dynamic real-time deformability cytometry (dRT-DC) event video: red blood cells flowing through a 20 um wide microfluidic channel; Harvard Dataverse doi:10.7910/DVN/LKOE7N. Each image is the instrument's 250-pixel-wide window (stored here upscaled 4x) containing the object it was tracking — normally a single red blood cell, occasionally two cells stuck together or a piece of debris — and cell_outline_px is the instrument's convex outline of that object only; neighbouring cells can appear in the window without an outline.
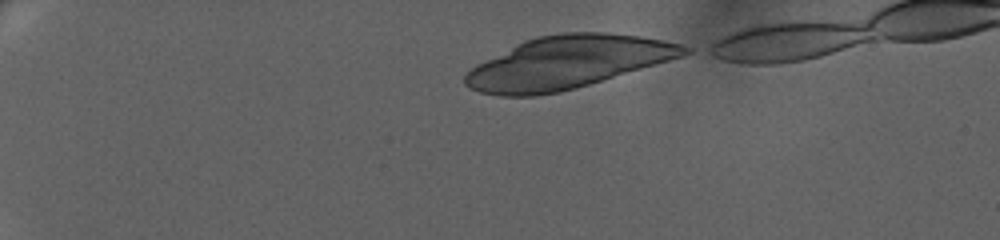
{"species": "human", "species_latin": "Homo sapiens", "temperature_condition": "warm", "stored_images_in_passage": 42, "camera_frame_rate_fps": 3000, "um_per_image_px": 0.085, "donor": {"sex": "female"}, "frame": {"image": 1, "passage_image": 1, "time_ms": 0.0, "image_size_px": [1000, 240], "cell_outline_px": [[692, 52], [668, 60], [576, 88], [560, 92], [536, 96], [500, 96], [480, 92], [468, 88], [464, 84], [464, 76], [476, 64], [524, 40], [536, 36], [560, 32], [608, 32], [640, 36], [680, 44], [692, 48]], "centroid_in_image_um": [48.17, 5.3], "position_along_channel_um": 36.8, "area_um2": 66.64}}